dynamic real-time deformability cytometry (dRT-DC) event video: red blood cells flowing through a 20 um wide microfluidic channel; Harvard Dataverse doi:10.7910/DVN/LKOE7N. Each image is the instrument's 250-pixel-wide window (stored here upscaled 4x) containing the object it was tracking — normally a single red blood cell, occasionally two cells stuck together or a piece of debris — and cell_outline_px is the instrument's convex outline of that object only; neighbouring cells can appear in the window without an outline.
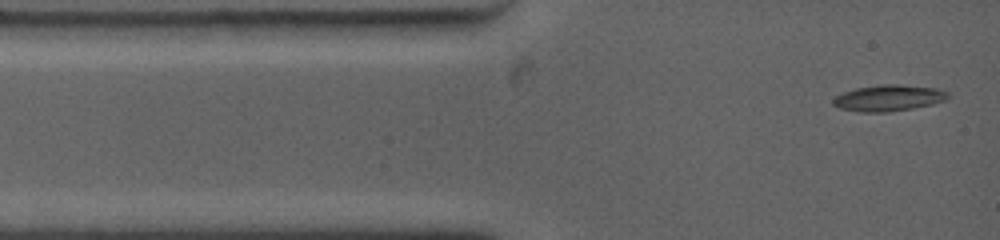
{"species": "common noctule bat (a hibernating species)", "species_latin": "Nyctalus noctula", "temperature_condition": "warm", "stored_images_in_passage": 2, "camera_frame_rate_fps": 4500, "um_per_image_px": 0.085, "animal": {"sex": "female", "body_mass_g": 19.0, "forearm_length_mm": 53.3}, "frame": {"image": 1, "passage_image": 2, "time_ms": 0.667, "image_size_px": [1000, 240], "cell_outline_px": [[948, 96], [944, 100], [932, 104], [912, 108], [888, 112], [860, 112], [840, 108], [832, 104], [832, 100], [836, 96], [844, 92], [856, 88], [880, 84], [896, 84], [936, 88], [948, 92]], "centroid_in_image_um": [75.5, 8.33], "position_along_channel_um": 9.5, "area_um2": 17.4}}